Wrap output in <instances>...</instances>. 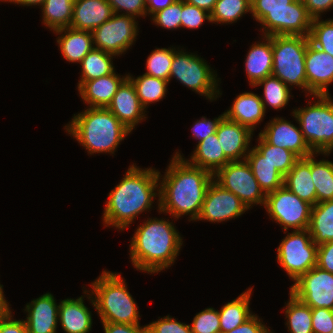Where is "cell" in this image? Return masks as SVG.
Masks as SVG:
<instances>
[{"mask_svg":"<svg viewBox=\"0 0 333 333\" xmlns=\"http://www.w3.org/2000/svg\"><path fill=\"white\" fill-rule=\"evenodd\" d=\"M182 156L176 151L164 175L159 171L157 210L170 214L176 220L189 214V221H196L214 176L205 169L189 164Z\"/></svg>","mask_w":333,"mask_h":333,"instance_id":"1","label":"cell"},{"mask_svg":"<svg viewBox=\"0 0 333 333\" xmlns=\"http://www.w3.org/2000/svg\"><path fill=\"white\" fill-rule=\"evenodd\" d=\"M158 175L159 171L154 168L143 169L131 164L119 184L109 192L103 225L123 231L139 214L150 211L156 197L159 201Z\"/></svg>","mask_w":333,"mask_h":333,"instance_id":"2","label":"cell"},{"mask_svg":"<svg viewBox=\"0 0 333 333\" xmlns=\"http://www.w3.org/2000/svg\"><path fill=\"white\" fill-rule=\"evenodd\" d=\"M148 218L136 228L130 242V258L136 270L155 274L174 265L183 239L173 222Z\"/></svg>","mask_w":333,"mask_h":333,"instance_id":"3","label":"cell"},{"mask_svg":"<svg viewBox=\"0 0 333 333\" xmlns=\"http://www.w3.org/2000/svg\"><path fill=\"white\" fill-rule=\"evenodd\" d=\"M64 129L89 155L103 152L114 154L120 142L131 133L105 107H89L77 115L74 114Z\"/></svg>","mask_w":333,"mask_h":333,"instance_id":"4","label":"cell"},{"mask_svg":"<svg viewBox=\"0 0 333 333\" xmlns=\"http://www.w3.org/2000/svg\"><path fill=\"white\" fill-rule=\"evenodd\" d=\"M118 274L102 271L101 275L90 284L92 290L84 288L83 293L96 309L101 322L140 324L138 306L127 290L125 279Z\"/></svg>","mask_w":333,"mask_h":333,"instance_id":"5","label":"cell"},{"mask_svg":"<svg viewBox=\"0 0 333 333\" xmlns=\"http://www.w3.org/2000/svg\"><path fill=\"white\" fill-rule=\"evenodd\" d=\"M251 14L263 36H309L313 20L303 0H251Z\"/></svg>","mask_w":333,"mask_h":333,"instance_id":"6","label":"cell"},{"mask_svg":"<svg viewBox=\"0 0 333 333\" xmlns=\"http://www.w3.org/2000/svg\"><path fill=\"white\" fill-rule=\"evenodd\" d=\"M313 104L293 109L303 138L313 153L329 156L333 151V99L329 95H313ZM332 99V100H331Z\"/></svg>","mask_w":333,"mask_h":333,"instance_id":"7","label":"cell"},{"mask_svg":"<svg viewBox=\"0 0 333 333\" xmlns=\"http://www.w3.org/2000/svg\"><path fill=\"white\" fill-rule=\"evenodd\" d=\"M308 36L272 35L273 76L288 87L294 85L304 90L307 96V78L305 69Z\"/></svg>","mask_w":333,"mask_h":333,"instance_id":"8","label":"cell"},{"mask_svg":"<svg viewBox=\"0 0 333 333\" xmlns=\"http://www.w3.org/2000/svg\"><path fill=\"white\" fill-rule=\"evenodd\" d=\"M178 50V51H177ZM173 55L169 82L176 78L184 86L206 97L211 102L222 95L219 79L209 64L197 54L177 49ZM215 72V73H214ZM219 88V89H218Z\"/></svg>","mask_w":333,"mask_h":333,"instance_id":"9","label":"cell"},{"mask_svg":"<svg viewBox=\"0 0 333 333\" xmlns=\"http://www.w3.org/2000/svg\"><path fill=\"white\" fill-rule=\"evenodd\" d=\"M317 248L308 229L288 232L277 248V262L295 282L317 266Z\"/></svg>","mask_w":333,"mask_h":333,"instance_id":"10","label":"cell"},{"mask_svg":"<svg viewBox=\"0 0 333 333\" xmlns=\"http://www.w3.org/2000/svg\"><path fill=\"white\" fill-rule=\"evenodd\" d=\"M266 212L287 233V230H305L310 223L312 205L301 200L284 185L266 194ZM290 228V229H289Z\"/></svg>","mask_w":333,"mask_h":333,"instance_id":"11","label":"cell"},{"mask_svg":"<svg viewBox=\"0 0 333 333\" xmlns=\"http://www.w3.org/2000/svg\"><path fill=\"white\" fill-rule=\"evenodd\" d=\"M213 176L217 184L236 195L249 210L254 204L264 206L266 194L246 160L230 161Z\"/></svg>","mask_w":333,"mask_h":333,"instance_id":"12","label":"cell"},{"mask_svg":"<svg viewBox=\"0 0 333 333\" xmlns=\"http://www.w3.org/2000/svg\"><path fill=\"white\" fill-rule=\"evenodd\" d=\"M136 20L130 15L114 13L109 20L91 32L94 48L120 57L136 41L139 32Z\"/></svg>","mask_w":333,"mask_h":333,"instance_id":"13","label":"cell"},{"mask_svg":"<svg viewBox=\"0 0 333 333\" xmlns=\"http://www.w3.org/2000/svg\"><path fill=\"white\" fill-rule=\"evenodd\" d=\"M289 292L311 308L333 310V274L318 266L295 281Z\"/></svg>","mask_w":333,"mask_h":333,"instance_id":"14","label":"cell"},{"mask_svg":"<svg viewBox=\"0 0 333 333\" xmlns=\"http://www.w3.org/2000/svg\"><path fill=\"white\" fill-rule=\"evenodd\" d=\"M247 210V206L236 195L213 180L207 189L197 221L220 223L236 219Z\"/></svg>","mask_w":333,"mask_h":333,"instance_id":"15","label":"cell"},{"mask_svg":"<svg viewBox=\"0 0 333 333\" xmlns=\"http://www.w3.org/2000/svg\"><path fill=\"white\" fill-rule=\"evenodd\" d=\"M259 135L267 143L291 150L299 158H306L313 154L303 138L300 126L297 127L283 117L270 120Z\"/></svg>","mask_w":333,"mask_h":333,"instance_id":"16","label":"cell"},{"mask_svg":"<svg viewBox=\"0 0 333 333\" xmlns=\"http://www.w3.org/2000/svg\"><path fill=\"white\" fill-rule=\"evenodd\" d=\"M307 96L329 95L333 83V56L308 43L305 57Z\"/></svg>","mask_w":333,"mask_h":333,"instance_id":"17","label":"cell"},{"mask_svg":"<svg viewBox=\"0 0 333 333\" xmlns=\"http://www.w3.org/2000/svg\"><path fill=\"white\" fill-rule=\"evenodd\" d=\"M24 312L28 313L24 320L28 333H57L59 304L53 294L48 292L33 299Z\"/></svg>","mask_w":333,"mask_h":333,"instance_id":"18","label":"cell"},{"mask_svg":"<svg viewBox=\"0 0 333 333\" xmlns=\"http://www.w3.org/2000/svg\"><path fill=\"white\" fill-rule=\"evenodd\" d=\"M107 108L131 132L138 123L147 118L146 109L140 103L135 87L128 78L118 88Z\"/></svg>","mask_w":333,"mask_h":333,"instance_id":"19","label":"cell"},{"mask_svg":"<svg viewBox=\"0 0 333 333\" xmlns=\"http://www.w3.org/2000/svg\"><path fill=\"white\" fill-rule=\"evenodd\" d=\"M216 135L225 156L230 161L246 159L253 137V132L249 128L224 116L218 124Z\"/></svg>","mask_w":333,"mask_h":333,"instance_id":"20","label":"cell"},{"mask_svg":"<svg viewBox=\"0 0 333 333\" xmlns=\"http://www.w3.org/2000/svg\"><path fill=\"white\" fill-rule=\"evenodd\" d=\"M128 78L121 77L115 71L109 75L90 81H78V92L88 107H105L111 103L121 84Z\"/></svg>","mask_w":333,"mask_h":333,"instance_id":"21","label":"cell"},{"mask_svg":"<svg viewBox=\"0 0 333 333\" xmlns=\"http://www.w3.org/2000/svg\"><path fill=\"white\" fill-rule=\"evenodd\" d=\"M113 14L107 0H74L70 28L92 32Z\"/></svg>","mask_w":333,"mask_h":333,"instance_id":"22","label":"cell"},{"mask_svg":"<svg viewBox=\"0 0 333 333\" xmlns=\"http://www.w3.org/2000/svg\"><path fill=\"white\" fill-rule=\"evenodd\" d=\"M265 113L261 97L250 91L237 95L233 105L224 112V116L254 132L255 127L263 121Z\"/></svg>","mask_w":333,"mask_h":333,"instance_id":"23","label":"cell"},{"mask_svg":"<svg viewBox=\"0 0 333 333\" xmlns=\"http://www.w3.org/2000/svg\"><path fill=\"white\" fill-rule=\"evenodd\" d=\"M262 37V42L251 45L245 59V71L252 87L270 76L273 70L272 36Z\"/></svg>","mask_w":333,"mask_h":333,"instance_id":"24","label":"cell"},{"mask_svg":"<svg viewBox=\"0 0 333 333\" xmlns=\"http://www.w3.org/2000/svg\"><path fill=\"white\" fill-rule=\"evenodd\" d=\"M91 312L84 304L83 295L67 298L59 303L58 322L65 333H89L93 323Z\"/></svg>","mask_w":333,"mask_h":333,"instance_id":"25","label":"cell"},{"mask_svg":"<svg viewBox=\"0 0 333 333\" xmlns=\"http://www.w3.org/2000/svg\"><path fill=\"white\" fill-rule=\"evenodd\" d=\"M58 34L57 42L64 59L69 63H81L83 58L94 48L90 31L76 30L70 27L54 31ZM64 33V34H63Z\"/></svg>","mask_w":333,"mask_h":333,"instance_id":"26","label":"cell"},{"mask_svg":"<svg viewBox=\"0 0 333 333\" xmlns=\"http://www.w3.org/2000/svg\"><path fill=\"white\" fill-rule=\"evenodd\" d=\"M284 186L312 206L317 204L316 188L311 175V155L299 158L284 176Z\"/></svg>","mask_w":333,"mask_h":333,"instance_id":"27","label":"cell"},{"mask_svg":"<svg viewBox=\"0 0 333 333\" xmlns=\"http://www.w3.org/2000/svg\"><path fill=\"white\" fill-rule=\"evenodd\" d=\"M189 164L200 167L213 175L230 160L225 156L216 132L206 139L198 142L189 159H185Z\"/></svg>","mask_w":333,"mask_h":333,"instance_id":"28","label":"cell"},{"mask_svg":"<svg viewBox=\"0 0 333 333\" xmlns=\"http://www.w3.org/2000/svg\"><path fill=\"white\" fill-rule=\"evenodd\" d=\"M252 173L265 194L271 193L284 185V176L265 160L254 147L250 148L246 156Z\"/></svg>","mask_w":333,"mask_h":333,"instance_id":"29","label":"cell"},{"mask_svg":"<svg viewBox=\"0 0 333 333\" xmlns=\"http://www.w3.org/2000/svg\"><path fill=\"white\" fill-rule=\"evenodd\" d=\"M308 230L317 246L333 241V200L312 206Z\"/></svg>","mask_w":333,"mask_h":333,"instance_id":"30","label":"cell"},{"mask_svg":"<svg viewBox=\"0 0 333 333\" xmlns=\"http://www.w3.org/2000/svg\"><path fill=\"white\" fill-rule=\"evenodd\" d=\"M252 290V287L248 288L236 299L224 304L218 311L221 333L230 332L253 315L250 310Z\"/></svg>","mask_w":333,"mask_h":333,"instance_id":"31","label":"cell"},{"mask_svg":"<svg viewBox=\"0 0 333 333\" xmlns=\"http://www.w3.org/2000/svg\"><path fill=\"white\" fill-rule=\"evenodd\" d=\"M74 0H45L40 6L42 9V23L56 31L70 27L72 22Z\"/></svg>","mask_w":333,"mask_h":333,"instance_id":"32","label":"cell"},{"mask_svg":"<svg viewBox=\"0 0 333 333\" xmlns=\"http://www.w3.org/2000/svg\"><path fill=\"white\" fill-rule=\"evenodd\" d=\"M127 76L134 85L138 99L145 109H147L150 104L156 103L159 100L161 101L166 96L169 81L146 74L136 78L129 73Z\"/></svg>","mask_w":333,"mask_h":333,"instance_id":"33","label":"cell"},{"mask_svg":"<svg viewBox=\"0 0 333 333\" xmlns=\"http://www.w3.org/2000/svg\"><path fill=\"white\" fill-rule=\"evenodd\" d=\"M114 56V57H113ZM116 55L93 48L82 60L79 81H90L115 71L112 59Z\"/></svg>","mask_w":333,"mask_h":333,"instance_id":"34","label":"cell"},{"mask_svg":"<svg viewBox=\"0 0 333 333\" xmlns=\"http://www.w3.org/2000/svg\"><path fill=\"white\" fill-rule=\"evenodd\" d=\"M316 155H311V175L316 188L317 203L333 200V162L329 160H316Z\"/></svg>","mask_w":333,"mask_h":333,"instance_id":"35","label":"cell"},{"mask_svg":"<svg viewBox=\"0 0 333 333\" xmlns=\"http://www.w3.org/2000/svg\"><path fill=\"white\" fill-rule=\"evenodd\" d=\"M286 326L290 333H313L312 308L299 301L289 292L285 305Z\"/></svg>","mask_w":333,"mask_h":333,"instance_id":"36","label":"cell"},{"mask_svg":"<svg viewBox=\"0 0 333 333\" xmlns=\"http://www.w3.org/2000/svg\"><path fill=\"white\" fill-rule=\"evenodd\" d=\"M256 86H263V96L261 95L260 97L265 111L267 106L275 110H281L288 104L290 98L293 97L291 95L292 88L273 75L260 80L254 87Z\"/></svg>","mask_w":333,"mask_h":333,"instance_id":"37","label":"cell"},{"mask_svg":"<svg viewBox=\"0 0 333 333\" xmlns=\"http://www.w3.org/2000/svg\"><path fill=\"white\" fill-rule=\"evenodd\" d=\"M258 144L254 148L265 157V160L285 176L294 166L299 157L291 150L267 143L258 135Z\"/></svg>","mask_w":333,"mask_h":333,"instance_id":"38","label":"cell"},{"mask_svg":"<svg viewBox=\"0 0 333 333\" xmlns=\"http://www.w3.org/2000/svg\"><path fill=\"white\" fill-rule=\"evenodd\" d=\"M251 13V0H217L211 14V23L232 24L243 14Z\"/></svg>","mask_w":333,"mask_h":333,"instance_id":"39","label":"cell"},{"mask_svg":"<svg viewBox=\"0 0 333 333\" xmlns=\"http://www.w3.org/2000/svg\"><path fill=\"white\" fill-rule=\"evenodd\" d=\"M176 48H156L146 60V75L169 81L173 55Z\"/></svg>","mask_w":333,"mask_h":333,"instance_id":"40","label":"cell"},{"mask_svg":"<svg viewBox=\"0 0 333 333\" xmlns=\"http://www.w3.org/2000/svg\"><path fill=\"white\" fill-rule=\"evenodd\" d=\"M308 37L313 46L333 56V18H314Z\"/></svg>","mask_w":333,"mask_h":333,"instance_id":"41","label":"cell"},{"mask_svg":"<svg viewBox=\"0 0 333 333\" xmlns=\"http://www.w3.org/2000/svg\"><path fill=\"white\" fill-rule=\"evenodd\" d=\"M190 327L193 333H221L218 310L205 308L195 315Z\"/></svg>","mask_w":333,"mask_h":333,"instance_id":"42","label":"cell"},{"mask_svg":"<svg viewBox=\"0 0 333 333\" xmlns=\"http://www.w3.org/2000/svg\"><path fill=\"white\" fill-rule=\"evenodd\" d=\"M182 0H176L163 10H160L150 18L155 25L162 29L175 30L181 28Z\"/></svg>","mask_w":333,"mask_h":333,"instance_id":"43","label":"cell"},{"mask_svg":"<svg viewBox=\"0 0 333 333\" xmlns=\"http://www.w3.org/2000/svg\"><path fill=\"white\" fill-rule=\"evenodd\" d=\"M181 28L196 29L202 26L205 20L211 22V14L204 9L182 0Z\"/></svg>","mask_w":333,"mask_h":333,"instance_id":"44","label":"cell"},{"mask_svg":"<svg viewBox=\"0 0 333 333\" xmlns=\"http://www.w3.org/2000/svg\"><path fill=\"white\" fill-rule=\"evenodd\" d=\"M148 333H193L188 324L181 323L172 316H165L147 325Z\"/></svg>","mask_w":333,"mask_h":333,"instance_id":"45","label":"cell"},{"mask_svg":"<svg viewBox=\"0 0 333 333\" xmlns=\"http://www.w3.org/2000/svg\"><path fill=\"white\" fill-rule=\"evenodd\" d=\"M111 5L113 13L130 15L135 18L146 17L145 0H107ZM123 12V13H122Z\"/></svg>","mask_w":333,"mask_h":333,"instance_id":"46","label":"cell"},{"mask_svg":"<svg viewBox=\"0 0 333 333\" xmlns=\"http://www.w3.org/2000/svg\"><path fill=\"white\" fill-rule=\"evenodd\" d=\"M313 333H330L333 329V310L312 308Z\"/></svg>","mask_w":333,"mask_h":333,"instance_id":"47","label":"cell"},{"mask_svg":"<svg viewBox=\"0 0 333 333\" xmlns=\"http://www.w3.org/2000/svg\"><path fill=\"white\" fill-rule=\"evenodd\" d=\"M223 117L224 112L219 117L214 118L212 121L205 118V116L200 120H197L191 128L192 136L199 140L198 142L206 139L209 135L216 132L218 124Z\"/></svg>","mask_w":333,"mask_h":333,"instance_id":"48","label":"cell"},{"mask_svg":"<svg viewBox=\"0 0 333 333\" xmlns=\"http://www.w3.org/2000/svg\"><path fill=\"white\" fill-rule=\"evenodd\" d=\"M262 322V318L260 319L259 316L254 313L243 324L227 333H274Z\"/></svg>","mask_w":333,"mask_h":333,"instance_id":"49","label":"cell"},{"mask_svg":"<svg viewBox=\"0 0 333 333\" xmlns=\"http://www.w3.org/2000/svg\"><path fill=\"white\" fill-rule=\"evenodd\" d=\"M317 266L333 274V241L318 246Z\"/></svg>","mask_w":333,"mask_h":333,"instance_id":"50","label":"cell"},{"mask_svg":"<svg viewBox=\"0 0 333 333\" xmlns=\"http://www.w3.org/2000/svg\"><path fill=\"white\" fill-rule=\"evenodd\" d=\"M105 333H148L147 325L102 322Z\"/></svg>","mask_w":333,"mask_h":333,"instance_id":"51","label":"cell"},{"mask_svg":"<svg viewBox=\"0 0 333 333\" xmlns=\"http://www.w3.org/2000/svg\"><path fill=\"white\" fill-rule=\"evenodd\" d=\"M0 333H28L25 321L16 320L12 317V311L0 319Z\"/></svg>","mask_w":333,"mask_h":333,"instance_id":"52","label":"cell"},{"mask_svg":"<svg viewBox=\"0 0 333 333\" xmlns=\"http://www.w3.org/2000/svg\"><path fill=\"white\" fill-rule=\"evenodd\" d=\"M308 14L314 18H320L321 13L333 8V0H303Z\"/></svg>","mask_w":333,"mask_h":333,"instance_id":"53","label":"cell"},{"mask_svg":"<svg viewBox=\"0 0 333 333\" xmlns=\"http://www.w3.org/2000/svg\"><path fill=\"white\" fill-rule=\"evenodd\" d=\"M175 1L176 0H145L147 14L151 17L154 13L172 5Z\"/></svg>","mask_w":333,"mask_h":333,"instance_id":"54","label":"cell"},{"mask_svg":"<svg viewBox=\"0 0 333 333\" xmlns=\"http://www.w3.org/2000/svg\"><path fill=\"white\" fill-rule=\"evenodd\" d=\"M189 4L195 5L198 8L204 9L205 11L211 13L215 7L217 0H185Z\"/></svg>","mask_w":333,"mask_h":333,"instance_id":"55","label":"cell"},{"mask_svg":"<svg viewBox=\"0 0 333 333\" xmlns=\"http://www.w3.org/2000/svg\"><path fill=\"white\" fill-rule=\"evenodd\" d=\"M9 306L11 305L5 299V295L3 292V285L0 284V319L6 317L11 312Z\"/></svg>","mask_w":333,"mask_h":333,"instance_id":"56","label":"cell"},{"mask_svg":"<svg viewBox=\"0 0 333 333\" xmlns=\"http://www.w3.org/2000/svg\"><path fill=\"white\" fill-rule=\"evenodd\" d=\"M10 2L18 4L19 6H41L45 0H2V2Z\"/></svg>","mask_w":333,"mask_h":333,"instance_id":"57","label":"cell"}]
</instances>
